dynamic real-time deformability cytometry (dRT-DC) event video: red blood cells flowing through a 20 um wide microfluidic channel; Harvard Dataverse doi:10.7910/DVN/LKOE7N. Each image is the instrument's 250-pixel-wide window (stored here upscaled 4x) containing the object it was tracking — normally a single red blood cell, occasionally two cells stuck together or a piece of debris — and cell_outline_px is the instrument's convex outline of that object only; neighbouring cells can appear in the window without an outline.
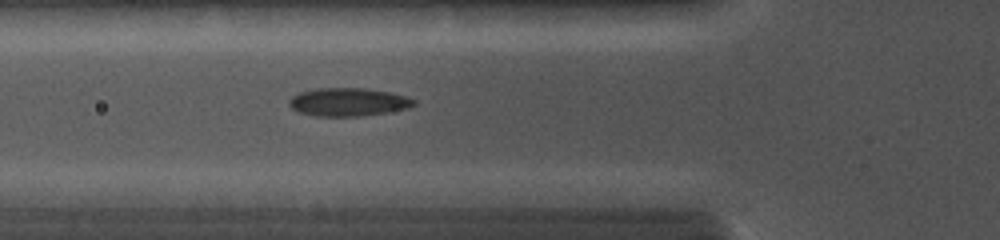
{"species": "common noctule bat (a hibernating species)", "species_latin": "Nyctalus noctula", "temperature_condition": "cold", "stored_images_in_passage": 59, "camera_frame_rate_fps": 5000, "um_per_image_px": 0.085, "animal": {"sex": "female", "body_mass_g": 19.0, "forearm_length_mm": 56.7}, "frame": {"image": 1, "passage_image": 21, "time_ms": 4.8, "image_size_px": [1000, 240], "cell_outline_px": [[416, 104], [408, 108], [388, 112], [360, 116], [316, 116], [296, 112], [288, 104], [288, 100], [292, 96], [300, 92], [320, 88], [368, 88], [392, 92], [408, 96], [416, 100]], "centroid_in_image_um": [29.62, 8.67], "position_along_channel_um": 96.2, "area_um2": 20.75}}
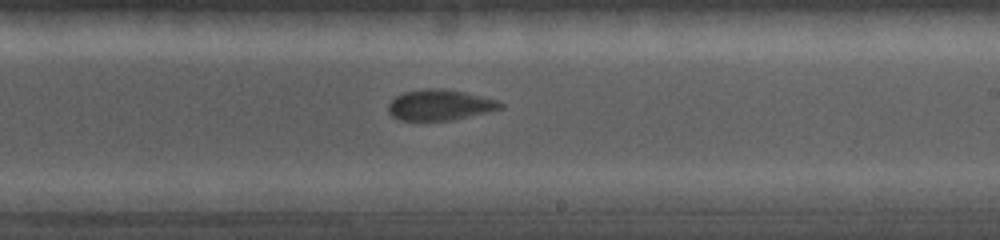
{"frame": {"image": 2, "passage_image": 34, "time_ms": 8.4, "image_size_px": [1000, 240], "cell_outline_px": [[504, 108], [488, 112], [452, 120], [400, 120], [392, 116], [388, 112], [388, 104], [396, 96], [404, 92], [428, 88], [440, 88], [464, 92], [500, 100], [504, 104]], "centroid_in_image_um": [37.42, 8.92], "position_along_channel_um": 251.6, "area_um2": 20.11}}
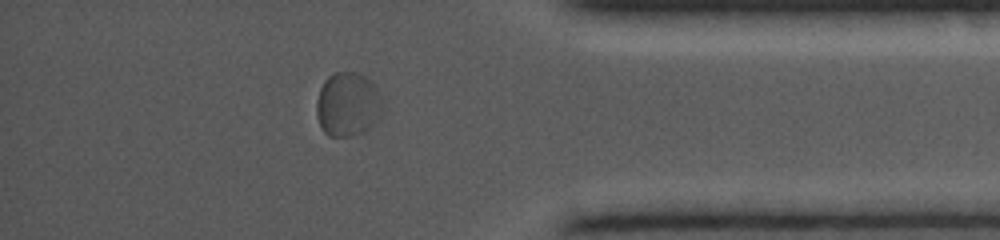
{"frame": {"image": 3, "passage_image": 49, "time_ms": 12.2, "image_size_px": [1000, 240], "cell_outline_px": [[380, 108], [376, 120], [364, 132], [352, 136], [328, 136], [320, 128], [316, 116], [316, 100], [320, 88], [324, 80], [332, 72], [356, 72], [364, 76], [376, 88], [380, 100]], "centroid_in_image_um": [29.47, 8.88], "position_along_channel_um": 405.7, "area_um2": 24.45}}